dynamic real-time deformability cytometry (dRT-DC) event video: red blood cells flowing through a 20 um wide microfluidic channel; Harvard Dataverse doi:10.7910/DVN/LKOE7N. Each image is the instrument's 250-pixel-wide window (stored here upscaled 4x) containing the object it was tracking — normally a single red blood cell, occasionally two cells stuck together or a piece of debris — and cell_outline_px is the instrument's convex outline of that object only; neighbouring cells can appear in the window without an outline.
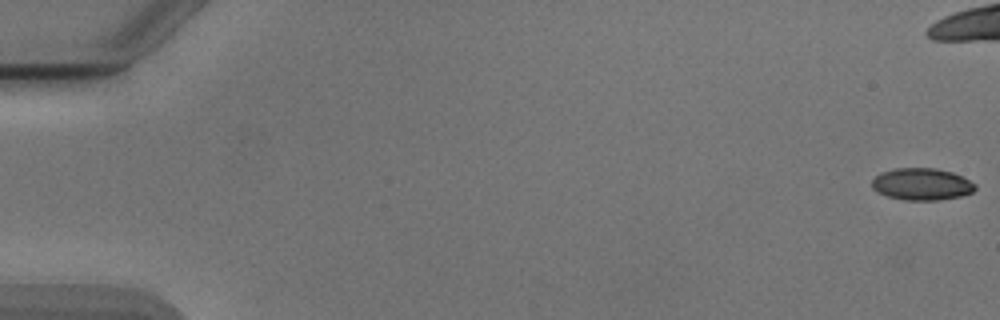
{"species": "Egyptian fruit bat (a non-hibernating species)", "species_latin": "Rousettus aegyptiacus", "temperature_condition": "cold", "stored_images_in_passage": 4, "camera_frame_rate_fps": 3000, "um_per_image_px": 0.085, "animal": {"sex": "male"}, "frame": {"image": 1, "passage_image": 1, "time_ms": 0.0, "image_size_px": [1000, 320], "cell_outline_px": [[976, 188], [972, 192], [960, 196], [940, 200], [904, 200], [888, 196], [876, 192], [872, 188], [872, 180], [880, 172], [896, 168], [936, 168], [952, 172], [976, 184]], "centroid_in_image_um": [78.32, 15.65], "position_along_channel_um": 6.7, "area_um2": 19.25}}